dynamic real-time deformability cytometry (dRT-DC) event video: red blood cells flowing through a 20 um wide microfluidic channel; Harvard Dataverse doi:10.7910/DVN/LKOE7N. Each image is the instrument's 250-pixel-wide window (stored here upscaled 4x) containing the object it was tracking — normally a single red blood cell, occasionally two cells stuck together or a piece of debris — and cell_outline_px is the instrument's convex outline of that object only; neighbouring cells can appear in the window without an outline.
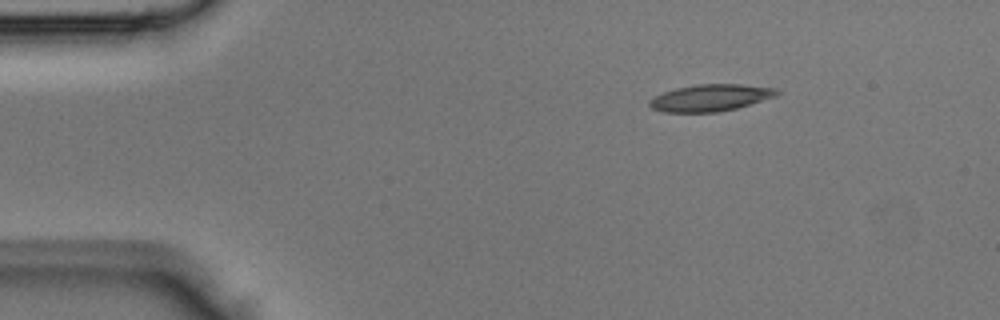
{"species": "Egyptian fruit bat (a non-hibernating species)", "species_latin": "Rousettus aegyptiacus", "temperature_condition": "room temperature", "stored_images_in_passage": 39, "segment_of_instrument_passage": [1, 2], "camera_frame_rate_fps": 3000, "um_per_image_px": 0.085, "animal": {"sex": "male"}, "frame": {"image": 1, "passage_image": 1, "time_ms": 0.0, "image_size_px": [1000, 320], "cell_outline_px": [[780, 92], [776, 96], [736, 108], [716, 112], [664, 112], [652, 108], [648, 104], [648, 100], [652, 96], [676, 88], [696, 84], [740, 84], [776, 88]], "centroid_in_image_um": [60.35, 8.3], "position_along_channel_um": 24.6, "area_um2": 19.88}}
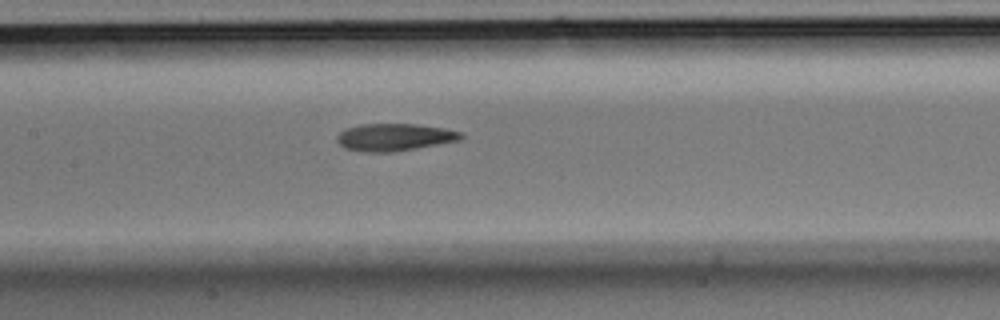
{"frame": {"image": 2, "passage_image": 15, "time_ms": 4.667, "image_size_px": [1000, 320], "cell_outline_px": [[464, 136], [460, 140], [396, 152], [364, 152], [344, 148], [336, 140], [336, 136], [340, 132], [348, 128], [360, 124], [416, 124], [444, 128], [464, 132]], "centroid_in_image_um": [33.55, 11.66], "position_along_channel_um": 173.9, "area_um2": 19.88}}
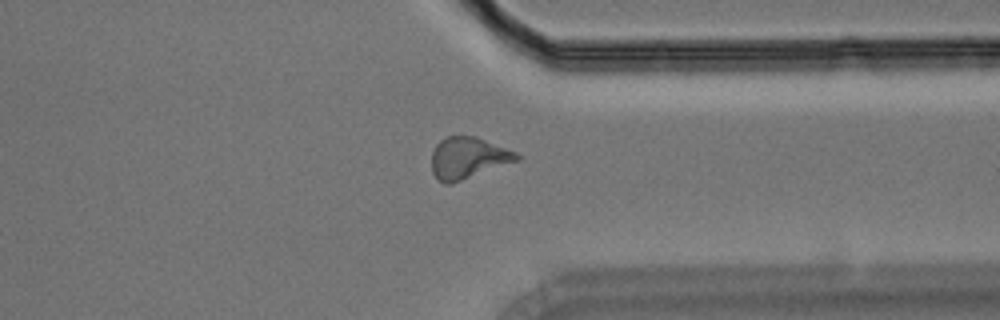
{"frame": {"image": 3, "passage_image": 28, "time_ms": 9.0, "image_size_px": [1000, 320], "cell_outline_px": [[520, 160], [452, 184], [444, 184], [432, 172], [432, 152], [436, 144], [440, 140], [448, 136], [476, 136], [516, 152], [520, 156]], "centroid_in_image_um": [39.79, 13.43], "position_along_channel_um": 371.6, "area_um2": 20.63}}